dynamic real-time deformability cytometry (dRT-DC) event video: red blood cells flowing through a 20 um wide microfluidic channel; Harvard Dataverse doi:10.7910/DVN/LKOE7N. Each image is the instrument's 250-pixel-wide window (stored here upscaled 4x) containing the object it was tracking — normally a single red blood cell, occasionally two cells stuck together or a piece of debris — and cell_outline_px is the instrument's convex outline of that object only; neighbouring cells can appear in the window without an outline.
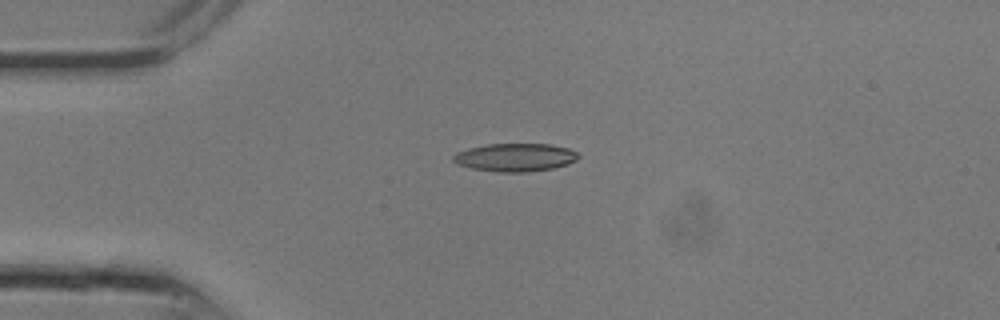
{"species": "common noctule bat (a hibernating species)", "species_latin": "Nyctalus noctula", "temperature_condition": "room temperature", "stored_images_in_passage": 9, "camera_frame_rate_fps": 3000, "um_per_image_px": 0.085, "animal": {"sex": "male", "body_mass_g": 13.3}, "frame": {"image": 1, "passage_image": 6, "time_ms": 1.667, "image_size_px": [1000, 320], "cell_outline_px": [[580, 156], [576, 160], [568, 164], [552, 168], [528, 172], [500, 172], [472, 168], [456, 164], [452, 160], [452, 156], [456, 152], [468, 148], [488, 144], [548, 144], [568, 148], [576, 152]], "centroid_in_image_um": [43.77, 13.37], "position_along_channel_um": 41.2, "area_um2": 20.46}}
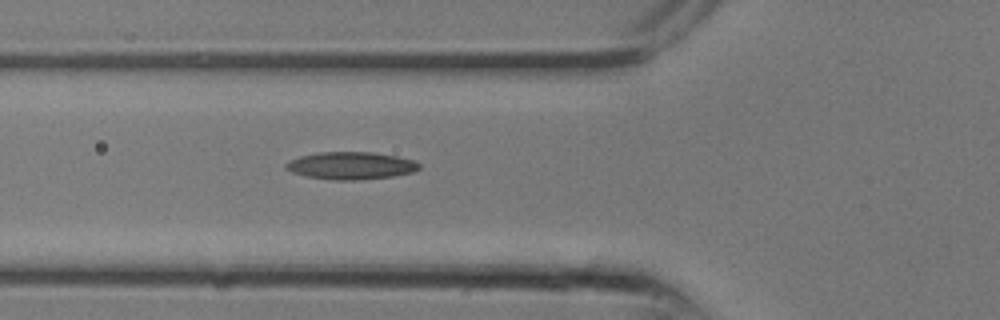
{"frame": {"image": 2, "passage_image": 9, "time_ms": 2.667, "image_size_px": [1000, 320], "cell_outline_px": [[420, 168], [412, 172], [392, 176], [356, 180], [332, 180], [304, 176], [292, 172], [284, 168], [284, 164], [300, 156], [320, 152], [372, 152], [396, 156], [416, 160], [420, 164]], "centroid_in_image_um": [29.82, 14.08], "position_along_channel_um": 96.0, "area_um2": 21.33}}